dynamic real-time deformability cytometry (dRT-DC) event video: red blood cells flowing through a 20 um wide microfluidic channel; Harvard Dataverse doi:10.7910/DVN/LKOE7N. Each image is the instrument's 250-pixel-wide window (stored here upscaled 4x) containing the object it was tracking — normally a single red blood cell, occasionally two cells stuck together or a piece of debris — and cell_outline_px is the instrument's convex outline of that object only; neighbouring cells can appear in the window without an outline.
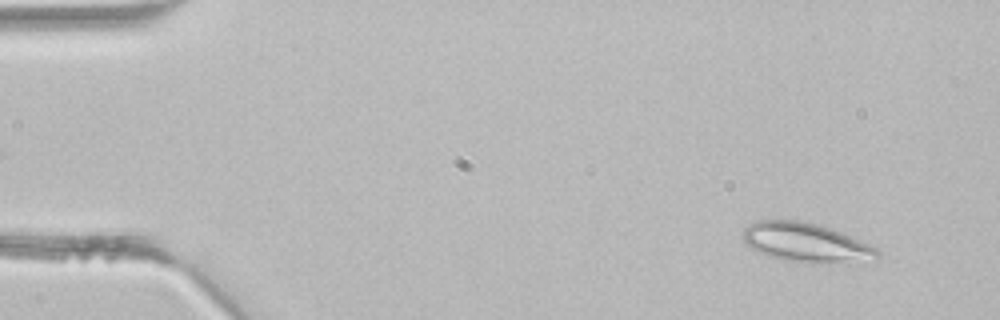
{"species": "common noctule bat (a hibernating species)", "species_latin": "Nyctalus noctula", "temperature_condition": "room temperature", "stored_images_in_passage": 43, "camera_frame_rate_fps": 3000, "um_per_image_px": 0.085, "animal": {"sex": "male", "body_mass_g": 21.5, "forearm_length_mm": 52.0}, "frame": {"image": 1, "passage_image": 4, "time_ms": 1.0, "image_size_px": [1000, 320], "cell_outline_px": [[880, 256], [840, 260], [792, 260], [772, 256], [760, 252], [744, 244], [740, 236], [740, 232], [748, 224], [756, 220], [796, 220], [816, 224], [840, 232], [868, 244], [876, 248], [880, 252]], "centroid_in_image_um": [68.3, 20.52], "position_along_channel_um": 16.7, "area_um2": 28.84}}
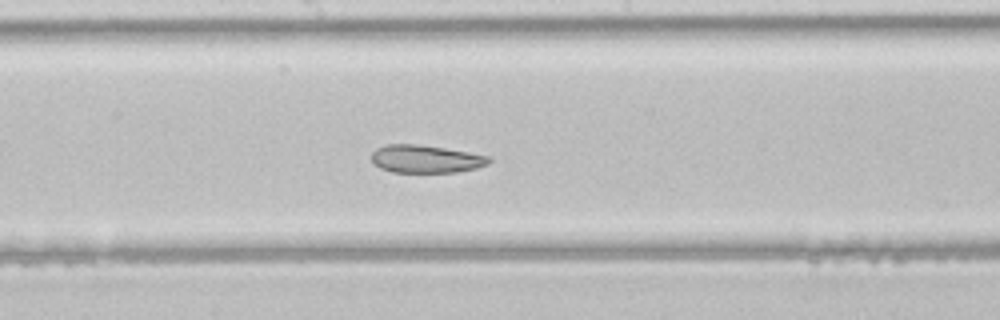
{"frame": {"image": 2, "passage_image": 23, "time_ms": 7.333, "image_size_px": [1000, 320], "cell_outline_px": [[492, 160], [488, 164], [476, 168], [456, 172], [392, 172], [380, 168], [372, 164], [372, 152], [376, 148], [384, 144], [416, 144], [444, 148], [468, 152], [488, 156]], "centroid_in_image_um": [36.15, 13.51], "position_along_channel_um": 212.1, "area_um2": 19.07}}
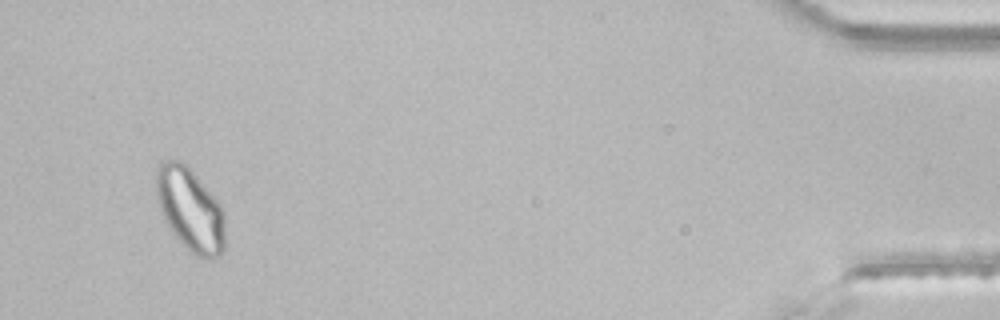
{"frame": {"image": 3, "passage_image": 41, "time_ms": 13.333, "image_size_px": [1000, 320], "cell_outline_px": [[224, 248], [220, 256], [212, 260], [208, 260], [196, 256], [188, 252], [172, 232], [164, 220], [156, 196], [156, 172], [160, 160], [184, 160], [188, 164], [220, 204], [224, 216]], "centroid_in_image_um": [16.16, 17.81], "position_along_channel_um": 419.0, "area_um2": 33.99}}